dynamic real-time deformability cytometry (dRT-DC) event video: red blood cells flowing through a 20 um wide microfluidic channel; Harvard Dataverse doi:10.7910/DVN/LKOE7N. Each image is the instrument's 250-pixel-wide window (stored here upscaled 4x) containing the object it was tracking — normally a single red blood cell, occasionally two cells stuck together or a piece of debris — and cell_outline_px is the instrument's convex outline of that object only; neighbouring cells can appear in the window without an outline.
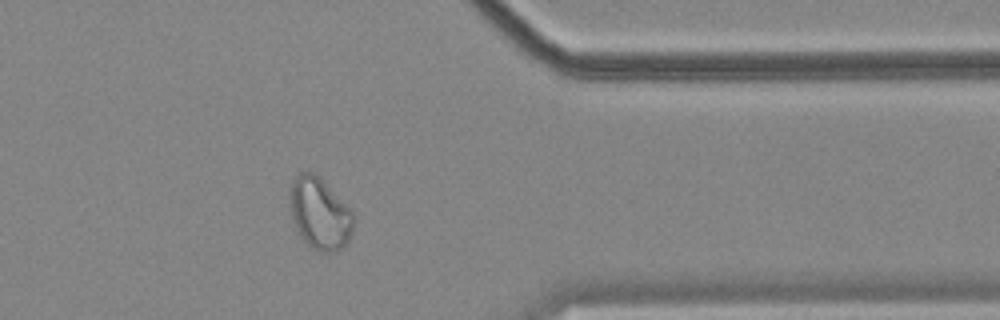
{"species": "common noctule bat (a hibernating species)", "species_latin": "Nyctalus noctula", "temperature_condition": "cold", "stored_images_in_passage": 40, "camera_frame_rate_fps": 3000, "um_per_image_px": 0.085, "animal": {"sex": "female", "body_mass_g": 18.4}, "frame": {"image": 1, "passage_image": 29, "time_ms": 9.333, "image_size_px": [1000, 320], "cell_outline_px": [[356, 220], [348, 244], [336, 252], [320, 252], [312, 248], [300, 236], [292, 216], [288, 196], [288, 192], [296, 176], [300, 172], [312, 172], [320, 176], [352, 208], [356, 216]], "centroid_in_image_um": [27.24, 18.14], "position_along_channel_um": 384.2, "area_um2": 27.34}, "authors_computed_cell_mechanics": {"area_um2": 23.12, "velocity_mm_per_s": 3.5766, "shape_relaxation_time_tau1_ms": null, "shape_relaxation_time_tau2_ms": 1.6868, "deformation_change_tau1": null, "deformation_change_tau2": 0.0601}}